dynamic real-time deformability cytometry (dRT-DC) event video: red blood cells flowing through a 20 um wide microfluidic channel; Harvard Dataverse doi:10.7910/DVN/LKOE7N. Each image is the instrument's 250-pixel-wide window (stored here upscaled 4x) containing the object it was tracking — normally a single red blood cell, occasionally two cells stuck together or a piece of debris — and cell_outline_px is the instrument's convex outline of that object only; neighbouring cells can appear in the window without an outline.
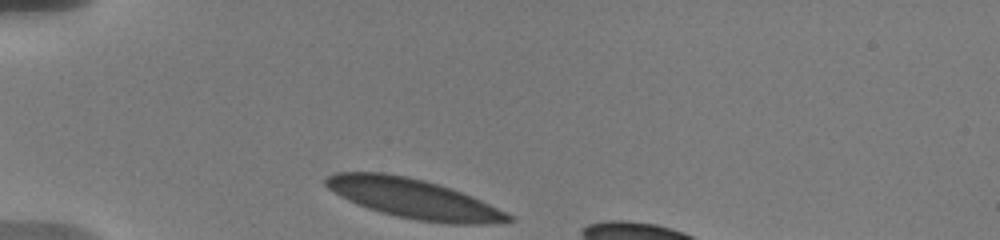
{"species": "human", "species_latin": "Homo sapiens", "temperature_condition": "warm", "stored_images_in_passage": 7, "camera_frame_rate_fps": 3000, "um_per_image_px": 0.085, "donor": {"sex": "male"}, "frame": {"image": 1, "passage_image": 1, "time_ms": 0.0, "image_size_px": [1000, 240], "cell_outline_px": [[516, 220], [480, 224], [448, 224], [416, 220], [396, 216], [380, 212], [368, 208], [348, 200], [340, 196], [328, 188], [324, 184], [324, 180], [328, 176], [336, 172], [384, 172], [408, 176], [424, 180], [460, 192], [480, 200], [516, 216]], "centroid_in_image_um": [35.14, 16.89], "position_along_channel_um": 49.9, "area_um2": 41.85}}
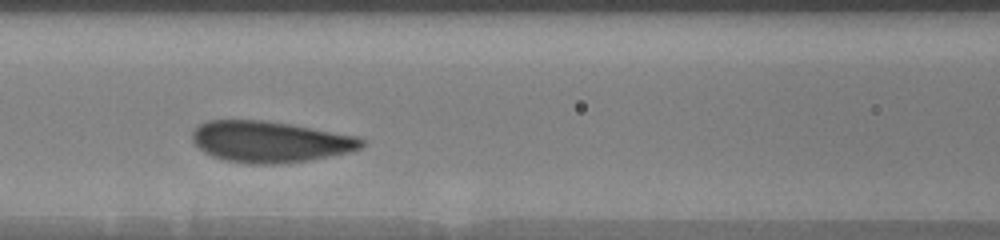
{"frame": {"image": 2, "passage_image": 4, "time_ms": 3.333, "image_size_px": [1000, 240], "cell_outline_px": [[368, 144], [360, 148], [348, 152], [308, 160], [276, 164], [248, 164], [224, 160], [212, 156], [204, 152], [192, 140], [192, 132], [200, 124], [208, 120], [264, 120], [292, 124], [356, 136], [364, 140]], "centroid_in_image_um": [22.95, 12.04], "position_along_channel_um": 143.7, "area_um2": 40.63}}
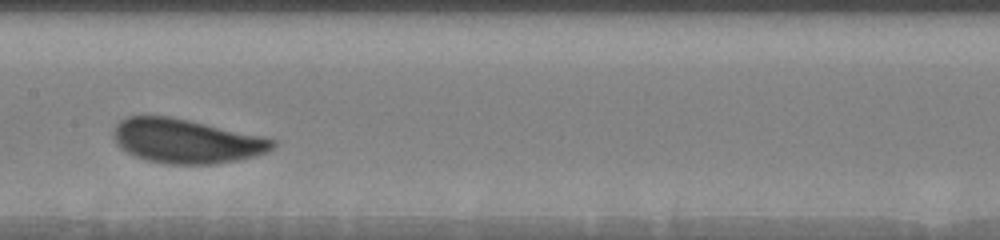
{"frame": {"image": 3, "passage_image": 6, "time_ms": 4.667, "image_size_px": [1000, 240], "cell_outline_px": [[276, 144], [268, 152], [256, 156], [216, 164], [164, 164], [148, 160], [136, 156], [120, 148], [116, 144], [112, 136], [112, 132], [116, 124], [120, 120], [128, 116], [172, 116], [264, 136], [276, 140]], "centroid_in_image_um": [15.83, 11.98], "position_along_channel_um": 191.6, "area_um2": 41.38}}